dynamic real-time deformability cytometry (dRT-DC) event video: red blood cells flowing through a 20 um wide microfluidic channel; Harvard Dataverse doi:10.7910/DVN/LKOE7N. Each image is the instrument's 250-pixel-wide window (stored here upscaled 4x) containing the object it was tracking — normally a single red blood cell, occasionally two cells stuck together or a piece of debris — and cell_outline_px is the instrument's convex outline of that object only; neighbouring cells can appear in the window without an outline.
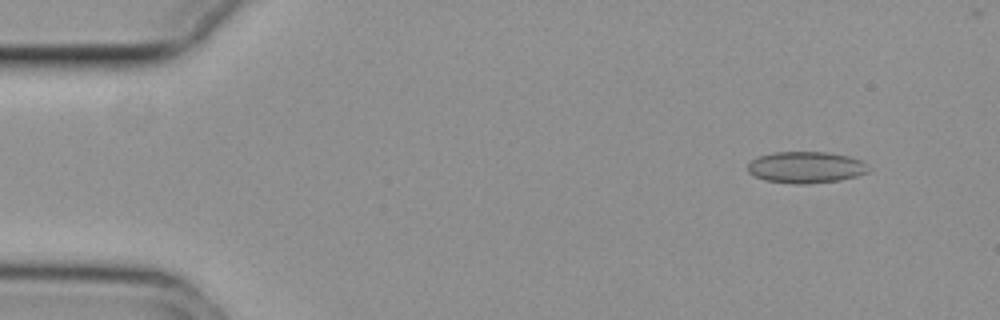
{"species": "common noctule bat (a hibernating species)", "species_latin": "Nyctalus noctula", "temperature_condition": "cold", "stored_images_in_passage": 54, "camera_frame_rate_fps": 3000, "um_per_image_px": 0.085, "animal": {"sex": "female", "body_mass_g": 29.2, "forearm_length_mm": 56.3}, "frame": {"image": 1, "passage_image": 4, "time_ms": 1.0, "image_size_px": [1000, 320], "cell_outline_px": [[868, 172], [856, 176], [840, 180], [808, 184], [796, 184], [764, 180], [748, 172], [748, 164], [756, 156], [772, 152], [828, 152], [848, 156], [864, 160], [868, 164]], "centroid_in_image_um": [68.51, 14.21], "position_along_channel_um": 16.5, "area_um2": 22.37}}
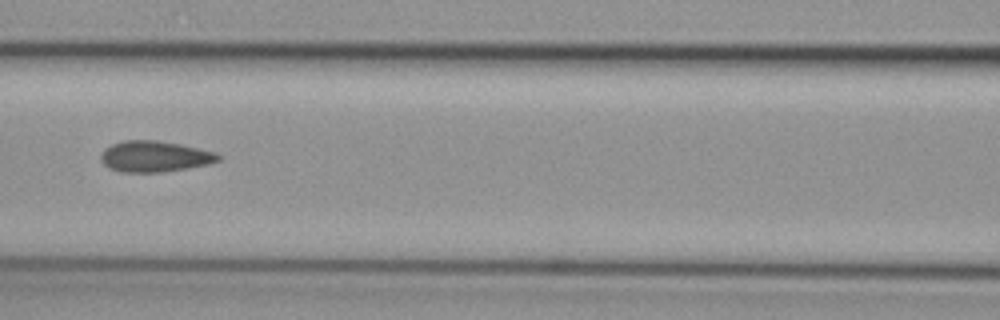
{"frame": {"image": 2, "passage_image": 23, "time_ms": 7.333, "image_size_px": [1000, 320], "cell_outline_px": [[220, 160], [208, 164], [188, 168], [160, 172], [120, 172], [108, 168], [100, 160], [100, 156], [104, 148], [112, 144], [124, 140], [156, 140], [180, 144], [216, 152], [220, 156]], "centroid_in_image_um": [13.12, 13.3], "position_along_channel_um": 153.5, "area_um2": 21.27}}
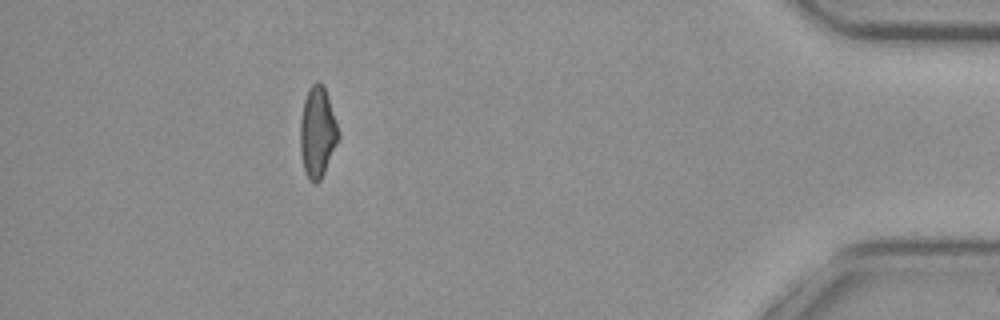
{"frame": {"image": 3, "passage_image": 48, "time_ms": 15.667, "image_size_px": [1000, 320], "cell_outline_px": [[340, 136], [324, 172], [320, 180], [316, 184], [308, 180], [304, 168], [300, 152], [300, 120], [304, 100], [308, 88], [316, 80], [324, 88], [340, 132]], "centroid_in_image_um": [26.97, 11.26], "position_along_channel_um": 408.2, "area_um2": 20.0}, "authors_computed_cell_mechanics": {"area_um2": 20.8369, "velocity_mm_per_s": 3.7524, "shape_relaxation_time_tau1_ms": null, "shape_relaxation_time_tau2_ms": 1.75, "deformation_change_tau1": null, "deformation_change_tau2": 0.0767}}